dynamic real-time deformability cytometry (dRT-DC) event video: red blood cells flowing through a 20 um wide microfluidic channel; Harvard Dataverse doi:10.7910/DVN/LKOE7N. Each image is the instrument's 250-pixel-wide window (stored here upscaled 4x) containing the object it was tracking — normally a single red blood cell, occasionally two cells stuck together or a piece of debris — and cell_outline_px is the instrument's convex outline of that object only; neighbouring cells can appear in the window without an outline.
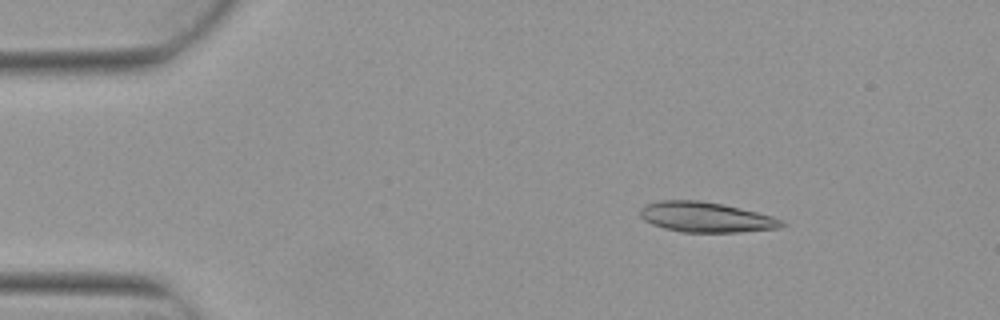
{"species": "Egyptian fruit bat (a non-hibernating species)", "species_latin": "Rousettus aegyptiacus", "temperature_condition": "warm", "stored_images_in_passage": 4, "camera_frame_rate_fps": 3000, "um_per_image_px": 0.085, "animal": {"sex": "female"}, "frame": {"image": 1, "passage_image": 2, "time_ms": 0.333, "image_size_px": [1000, 320], "cell_outline_px": [[788, 224], [780, 228], [740, 232], [684, 232], [664, 228], [652, 224], [644, 220], [640, 216], [640, 208], [644, 204], [660, 200], [700, 200], [724, 204], [772, 216], [784, 220]], "centroid_in_image_um": [60.01, 18.45], "position_along_channel_um": 25.0, "area_um2": 25.09}}